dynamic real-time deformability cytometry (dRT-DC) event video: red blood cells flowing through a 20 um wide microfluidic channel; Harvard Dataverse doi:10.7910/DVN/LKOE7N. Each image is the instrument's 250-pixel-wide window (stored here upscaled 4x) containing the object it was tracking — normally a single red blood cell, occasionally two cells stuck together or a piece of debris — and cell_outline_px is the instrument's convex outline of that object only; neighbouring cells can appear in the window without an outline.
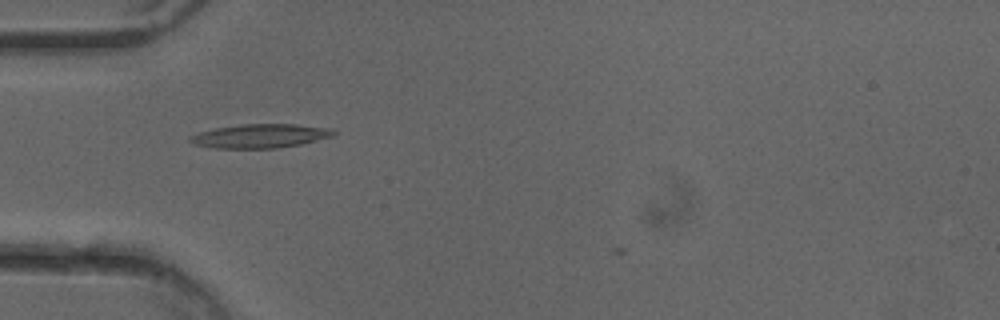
{"species": "common noctule bat (a hibernating species)", "species_latin": "Nyctalus noctula", "temperature_condition": "cold", "stored_images_in_passage": 33, "camera_frame_rate_fps": 3000, "um_per_image_px": 0.085, "animal": {"sex": "female"}, "frame": {"image": 1, "passage_image": 3, "time_ms": 0.667, "image_size_px": [1000, 320], "cell_outline_px": [[336, 136], [300, 144], [276, 148], [216, 148], [192, 144], [188, 140], [188, 136], [200, 132], [216, 128], [240, 124], [296, 124], [328, 128], [336, 132]], "centroid_in_image_um": [22.11, 11.56], "position_along_channel_um": 62.9, "area_um2": 20.0}}
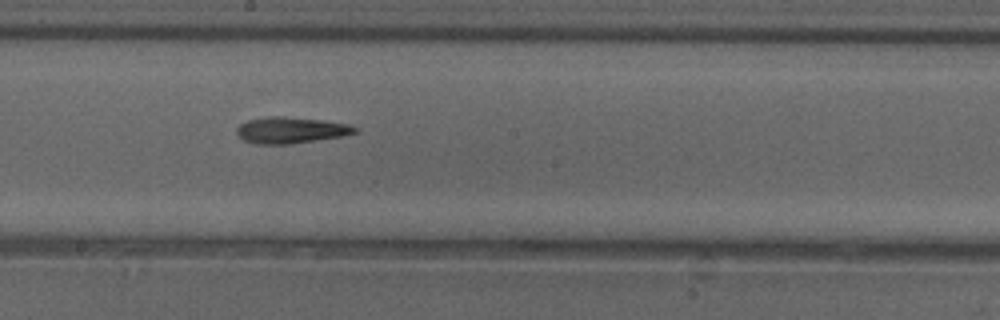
{"frame": {"image": 2, "passage_image": 15, "time_ms": 4.667, "image_size_px": [1000, 320], "cell_outline_px": [[360, 128], [356, 132], [344, 136], [288, 144], [256, 144], [244, 140], [236, 132], [236, 128], [240, 124], [248, 120], [268, 116], [284, 116], [324, 120], [352, 124]], "centroid_in_image_um": [24.77, 11.05], "position_along_channel_um": 223.4, "area_um2": 18.26}}
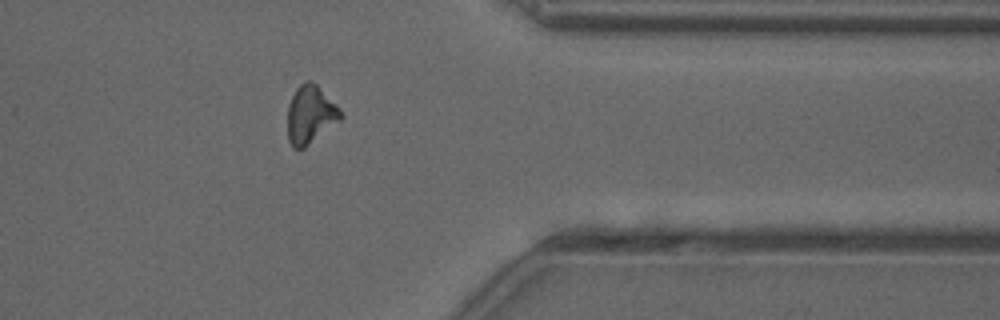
{"frame": {"image": 3, "passage_image": 28, "time_ms": 9.0, "image_size_px": [1000, 320], "cell_outline_px": [[344, 116], [340, 120], [304, 148], [292, 148], [288, 140], [288, 104], [296, 88], [304, 80], [312, 80], [340, 108]], "centroid_in_image_um": [26.38, 9.72], "position_along_channel_um": 385.0, "area_um2": 17.98}}